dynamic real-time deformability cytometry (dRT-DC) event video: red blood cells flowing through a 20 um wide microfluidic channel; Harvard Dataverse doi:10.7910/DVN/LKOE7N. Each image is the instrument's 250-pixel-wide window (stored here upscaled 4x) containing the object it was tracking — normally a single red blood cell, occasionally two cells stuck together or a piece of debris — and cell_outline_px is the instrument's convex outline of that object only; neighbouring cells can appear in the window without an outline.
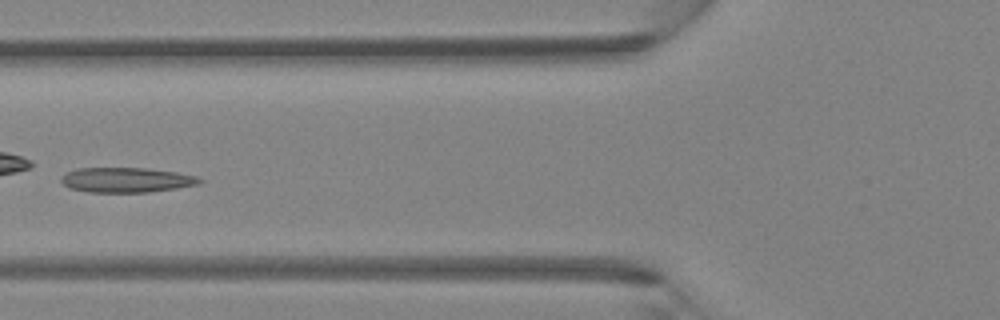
{"species": "Egyptian fruit bat (a non-hibernating species)", "species_latin": "Rousettus aegyptiacus", "temperature_condition": "room temperature", "stored_images_in_passage": 6, "camera_frame_rate_fps": 3000, "um_per_image_px": 0.085, "animal": {"sex": "female"}, "frame": {"image": 1, "passage_image": 5, "time_ms": 1.333, "image_size_px": [1000, 320], "cell_outline_px": [[204, 180], [200, 184], [176, 188], [148, 192], [88, 192], [68, 188], [60, 180], [60, 176], [76, 168], [148, 168], [176, 172], [200, 176]], "centroid_in_image_um": [10.76, 15.29], "position_along_channel_um": 115.0, "area_um2": 20.29}}
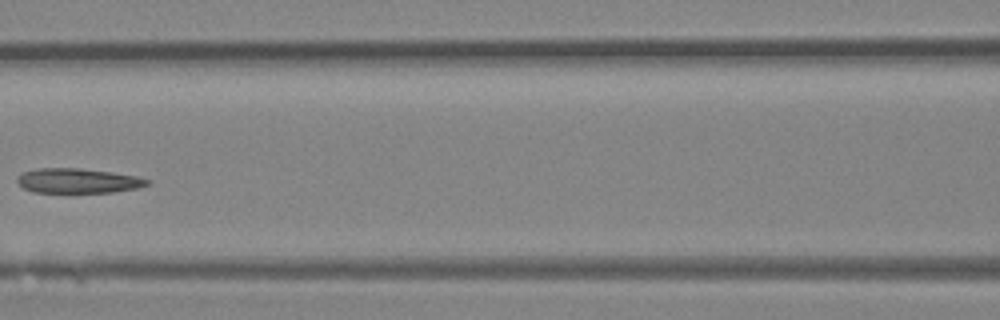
{"frame": {"image": 2, "passage_image": 6, "time_ms": 1.667, "image_size_px": [1000, 320], "cell_outline_px": [[152, 184], [136, 188], [112, 192], [32, 192], [24, 188], [16, 180], [16, 176], [20, 172], [36, 168], [80, 168], [112, 172], [140, 176], [152, 180]], "centroid_in_image_um": [6.64, 15.35], "position_along_channel_um": 160.0, "area_um2": 19.02}}